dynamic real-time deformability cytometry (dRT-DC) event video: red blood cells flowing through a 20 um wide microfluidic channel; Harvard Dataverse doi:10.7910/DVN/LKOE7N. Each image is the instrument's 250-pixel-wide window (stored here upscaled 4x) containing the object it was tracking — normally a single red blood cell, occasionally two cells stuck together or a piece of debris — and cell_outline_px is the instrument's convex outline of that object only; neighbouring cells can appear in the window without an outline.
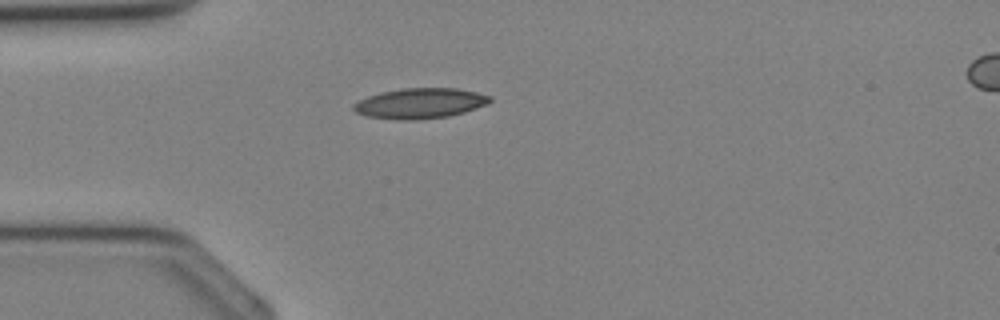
{"species": "Egyptian fruit bat (a non-hibernating species)", "species_latin": "Rousettus aegyptiacus", "temperature_condition": "cold", "stored_images_in_passage": 27, "camera_frame_rate_fps": 3000, "um_per_image_px": 0.085, "animal": {"sex": "female"}, "frame": {"image": 1, "passage_image": 1, "time_ms": 0.0, "image_size_px": [1000, 320], "cell_outline_px": [[492, 100], [488, 104], [464, 112], [448, 116], [416, 120], [400, 120], [368, 116], [356, 112], [352, 108], [352, 104], [368, 96], [380, 92], [404, 88], [456, 88], [476, 92], [492, 96]], "centroid_in_image_um": [35.72, 8.78], "position_along_channel_um": 49.3, "area_um2": 24.1}}
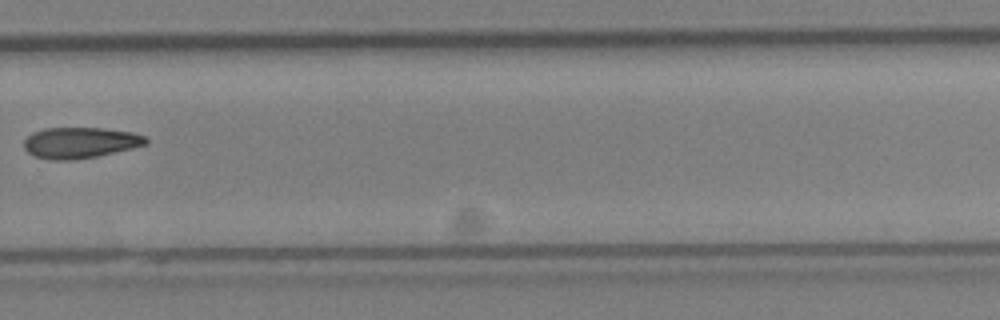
{"frame": {"image": 2, "passage_image": 16, "time_ms": 5.0, "image_size_px": [1000, 320], "cell_outline_px": [[148, 144], [132, 148], [96, 156], [76, 160], [48, 160], [32, 156], [24, 148], [24, 140], [32, 132], [44, 128], [104, 128], [132, 132], [144, 136], [148, 140]], "centroid_in_image_um": [6.78, 12.13], "position_along_channel_um": 323.0, "area_um2": 22.14}}
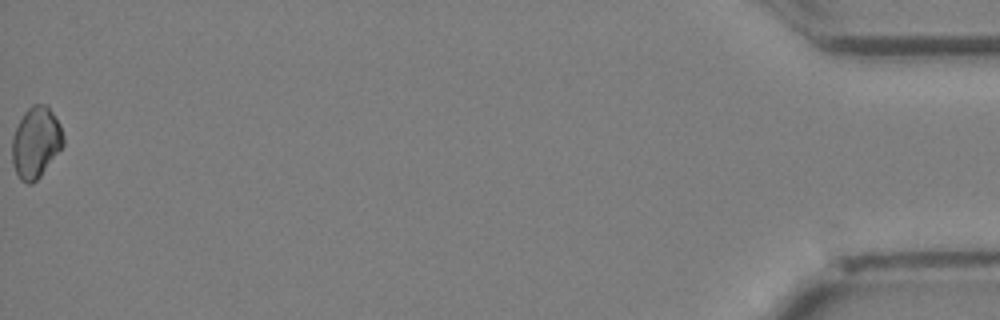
{"frame": {"image": 3, "passage_image": 27, "time_ms": 8.667, "image_size_px": [1000, 320], "cell_outline_px": [[64, 144], [40, 176], [32, 184], [28, 184], [20, 180], [12, 164], [12, 136], [24, 112], [32, 104], [48, 104], [60, 124], [64, 136]], "centroid_in_image_um": [3.05, 12.09], "position_along_channel_um": 432.2, "area_um2": 21.27}}